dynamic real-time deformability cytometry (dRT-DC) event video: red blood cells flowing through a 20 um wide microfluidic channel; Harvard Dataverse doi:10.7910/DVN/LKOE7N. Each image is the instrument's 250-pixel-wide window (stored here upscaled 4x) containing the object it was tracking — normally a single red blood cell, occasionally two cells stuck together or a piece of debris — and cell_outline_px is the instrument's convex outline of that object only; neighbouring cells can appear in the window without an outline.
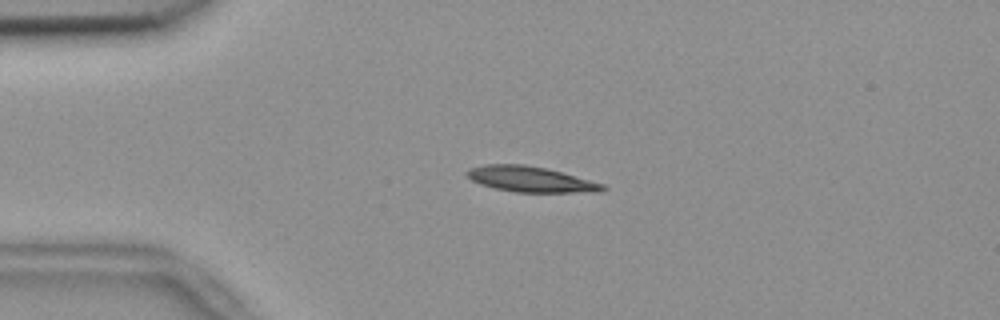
{"species": "common noctule bat (a hibernating species)", "species_latin": "Nyctalus noctula", "temperature_condition": "room temperature", "stored_images_in_passage": 54, "camera_frame_rate_fps": 3000, "um_per_image_px": 0.085, "animal": {"sex": "female", "body_mass_g": 18.4}, "frame": {"image": 1, "passage_image": 13, "time_ms": 4.0, "image_size_px": [1000, 320], "cell_outline_px": [[608, 188], [600, 192], [516, 192], [492, 188], [480, 184], [472, 180], [464, 172], [468, 168], [484, 164], [524, 164], [548, 168], [604, 184]], "centroid_in_image_um": [45.08, 15.23], "position_along_channel_um": 39.9, "area_um2": 20.4}}
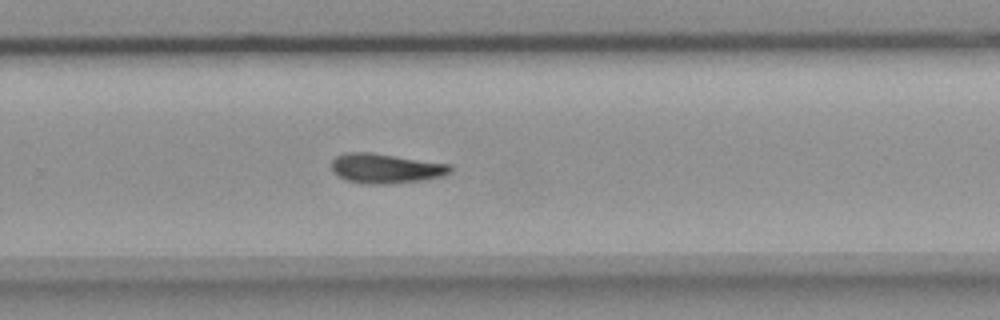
{"frame": {"image": 2, "passage_image": 36, "time_ms": 11.667, "image_size_px": [1000, 320], "cell_outline_px": [[452, 172], [444, 176], [424, 180], [388, 184], [364, 184], [348, 180], [340, 176], [332, 168], [332, 160], [336, 156], [344, 152], [372, 152], [452, 164]], "centroid_in_image_um": [32.85, 14.3], "position_along_channel_um": 297.0, "area_um2": 20.75}}
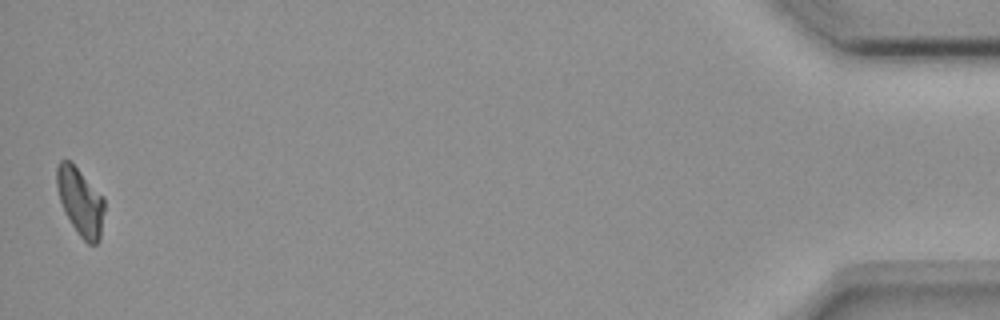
{"frame": {"image": 3, "passage_image": 54, "time_ms": 17.667, "image_size_px": [1000, 320], "cell_outline_px": [[104, 212], [100, 240], [96, 244], [88, 244], [80, 236], [64, 212], [60, 200], [56, 184], [56, 168], [60, 160], [72, 160], [104, 196]], "centroid_in_image_um": [6.84, 17.09], "position_along_channel_um": 428.4, "area_um2": 19.13}, "authors_computed_cell_mechanics": {"area_um2": 19.7965, "velocity_mm_per_s": 3.7253, "shape_relaxation_time_tau1_ms": 5.7562, "shape_relaxation_time_tau2_ms": null, "deformation_change_tau1": 0.151, "deformation_change_tau2": null}}